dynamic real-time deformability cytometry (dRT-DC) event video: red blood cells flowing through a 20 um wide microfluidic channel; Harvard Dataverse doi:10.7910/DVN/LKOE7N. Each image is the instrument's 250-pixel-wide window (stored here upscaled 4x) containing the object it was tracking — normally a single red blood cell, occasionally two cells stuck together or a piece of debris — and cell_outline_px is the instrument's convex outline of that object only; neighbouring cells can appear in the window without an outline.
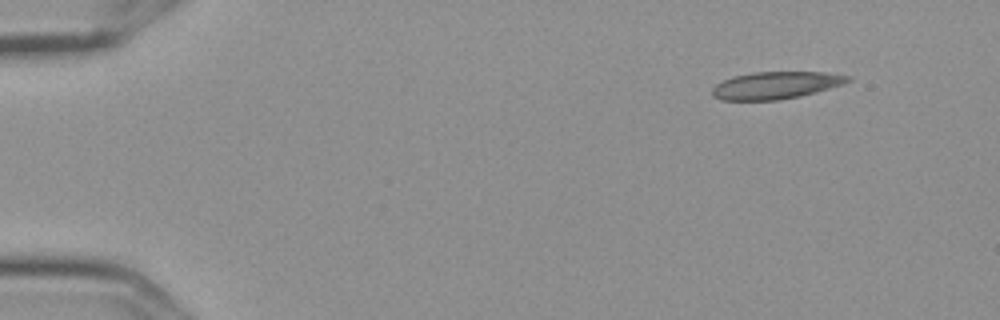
{"species": "Egyptian fruit bat (a non-hibernating species)", "species_latin": "Rousettus aegyptiacus", "temperature_condition": "cold", "stored_images_in_passage": 6, "camera_frame_rate_fps": 3000, "um_per_image_px": 0.085, "frame": {"image": 1, "passage_image": 1, "time_ms": 0.0, "image_size_px": [1000, 320], "cell_outline_px": [[852, 80], [844, 84], [816, 92], [800, 96], [780, 100], [720, 100], [712, 96], [712, 88], [716, 84], [732, 76], [752, 72], [824, 72], [852, 76]], "centroid_in_image_um": [65.95, 7.25], "position_along_channel_um": 19.0, "area_um2": 21.73}}
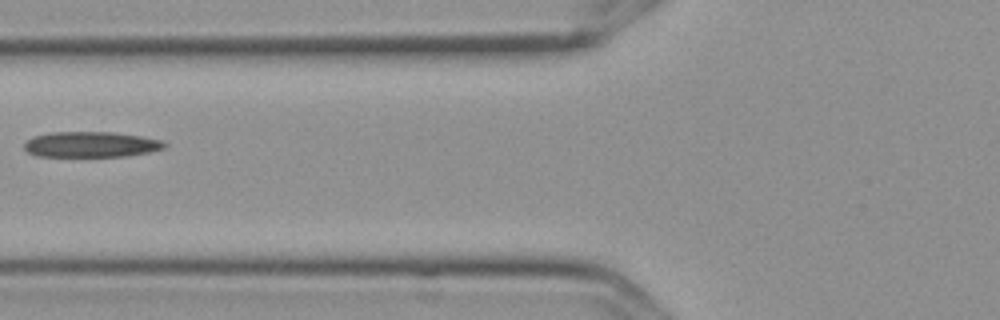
{"frame": {"image": 2, "passage_image": 5, "time_ms": 1.333, "image_size_px": [1000, 320], "cell_outline_px": [[168, 144], [164, 148], [148, 152], [128, 156], [36, 156], [28, 152], [24, 148], [24, 144], [32, 136], [52, 132], [112, 132], [140, 136], [164, 140]], "centroid_in_image_um": [7.75, 12.27], "position_along_channel_um": 118.1, "area_um2": 20.92}}
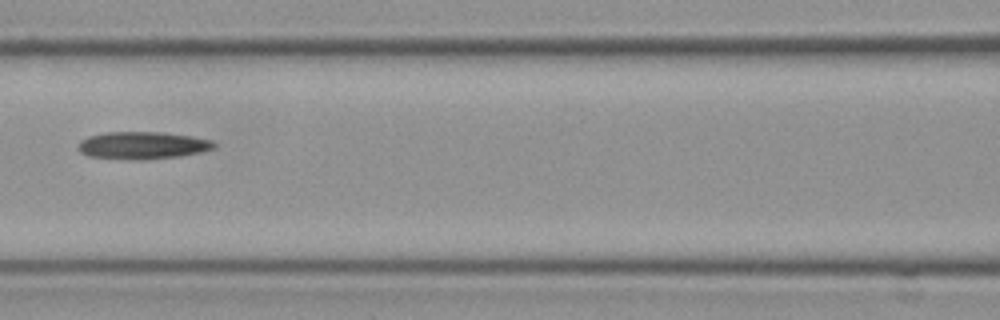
{"frame": {"image": 3, "passage_image": 6, "time_ms": 1.667, "image_size_px": [1000, 320], "cell_outline_px": [[216, 148], [200, 152], [176, 156], [140, 160], [88, 156], [80, 152], [80, 140], [88, 136], [104, 132], [164, 132], [192, 136], [212, 140], [216, 144]], "centroid_in_image_um": [12.14, 12.34], "position_along_channel_um": 154.5, "area_um2": 21.56}}